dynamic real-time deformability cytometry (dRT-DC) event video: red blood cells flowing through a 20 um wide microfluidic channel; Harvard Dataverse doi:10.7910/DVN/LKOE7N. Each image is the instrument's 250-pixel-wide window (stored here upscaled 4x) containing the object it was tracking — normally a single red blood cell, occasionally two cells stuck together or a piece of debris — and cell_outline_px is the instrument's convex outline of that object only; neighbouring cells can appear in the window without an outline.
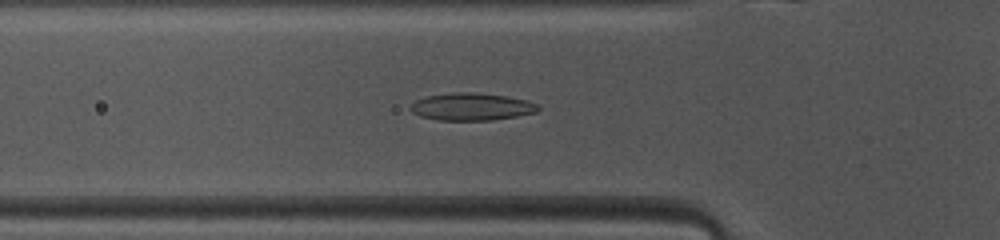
{"species": "common noctule bat (a hibernating species)", "species_latin": "Nyctalus noctula", "temperature_condition": "warm", "stored_images_in_passage": 47, "camera_frame_rate_fps": 3000, "um_per_image_px": 0.085, "animal": {"sex": "female", "body_mass_g": 10.0, "forearm_length_mm": 53.1}, "frame": {"image": 1, "passage_image": 14, "time_ms": 4.333, "image_size_px": [1000, 240], "cell_outline_px": [[540, 108], [536, 112], [516, 116], [492, 120], [440, 120], [420, 116], [412, 112], [408, 108], [416, 100], [428, 96], [452, 92], [476, 92], [504, 96], [528, 100], [540, 104]], "centroid_in_image_um": [40.1, 9.07], "position_along_channel_um": 85.7, "area_um2": 20.4}}
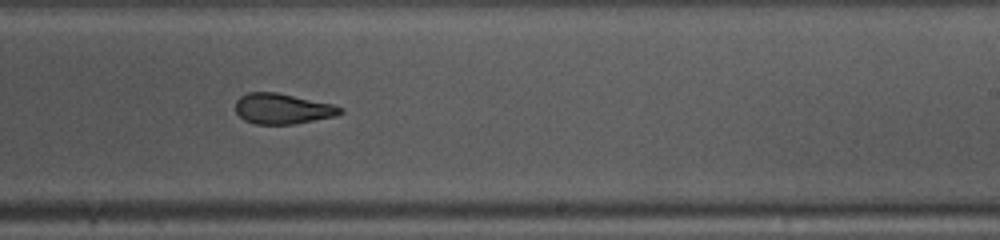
{"frame": {"image": 2, "passage_image": 27, "time_ms": 8.667, "image_size_px": [1000, 240], "cell_outline_px": [[344, 112], [336, 116], [292, 124], [256, 124], [244, 120], [236, 112], [236, 100], [240, 96], [248, 92], [276, 92], [332, 104], [344, 108]], "centroid_in_image_um": [24.01, 9.24], "position_along_channel_um": 265.0, "area_um2": 18.55}}
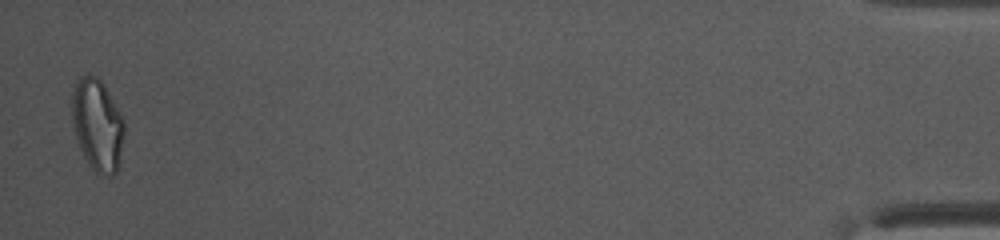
{"frame": {"image": 3, "passage_image": 46, "time_ms": 15.0, "image_size_px": [1000, 240], "cell_outline_px": [[124, 132], [120, 164], [116, 172], [112, 176], [100, 176], [88, 164], [80, 148], [72, 124], [72, 92], [76, 80], [80, 76], [88, 72], [96, 76], [104, 84], [120, 112], [124, 120]], "centroid_in_image_um": [8.28, 10.61], "position_along_channel_um": 426.9, "area_um2": 28.44}}